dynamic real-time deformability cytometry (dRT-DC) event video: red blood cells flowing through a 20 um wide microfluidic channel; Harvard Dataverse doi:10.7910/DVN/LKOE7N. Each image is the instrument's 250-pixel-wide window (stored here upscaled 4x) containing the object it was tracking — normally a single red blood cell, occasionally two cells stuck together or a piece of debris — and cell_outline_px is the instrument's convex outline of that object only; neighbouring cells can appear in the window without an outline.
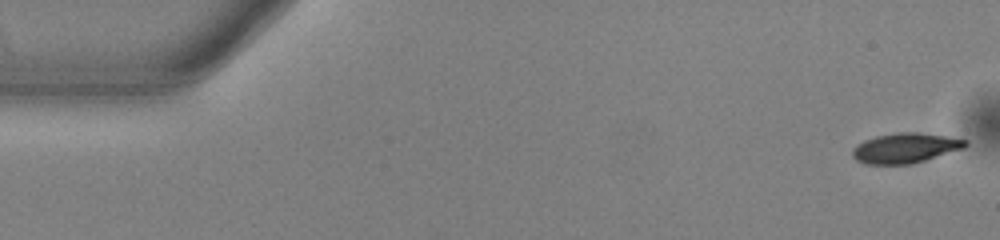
{"species": "common noctule bat (a hibernating species)", "species_latin": "Nyctalus noctula", "temperature_condition": "warm", "stored_images_in_passage": 20, "camera_frame_rate_fps": 3000, "um_per_image_px": 0.085, "animal": {"sex": "male", "body_mass_g": 13.0, "forearm_length_mm": 53.1}, "frame": {"image": 1, "passage_image": 1, "time_ms": 0.0, "image_size_px": [1000, 240], "cell_outline_px": [[968, 144], [964, 148], [912, 164], [864, 164], [856, 160], [852, 156], [852, 148], [856, 144], [864, 140], [876, 136], [896, 132], [916, 132], [944, 136], [968, 140]], "centroid_in_image_um": [76.91, 12.58], "position_along_channel_um": 8.1, "area_um2": 19.77}}
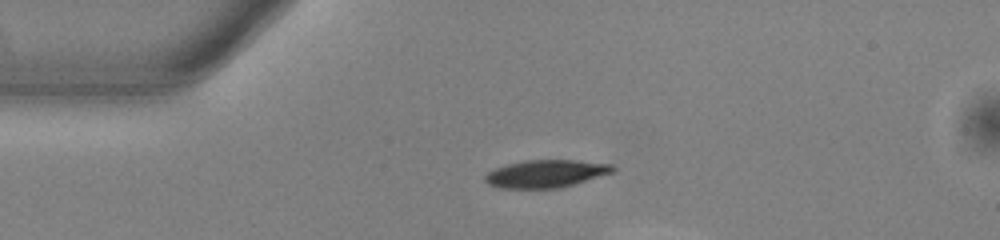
{"frame": {"image": 2, "passage_image": 12, "time_ms": 3.667, "image_size_px": [1000, 240], "cell_outline_px": [[616, 168], [612, 172], [560, 188], [500, 188], [488, 184], [484, 180], [484, 176], [488, 172], [496, 168], [508, 164], [524, 160], [576, 160], [612, 164]], "centroid_in_image_um": [46.37, 14.76], "position_along_channel_um": 38.6, "area_um2": 20.4}}
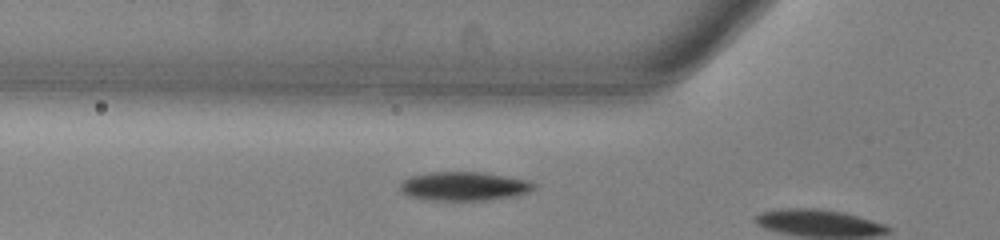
{"frame": {"image": 3, "passage_image": 18, "time_ms": 5.667, "image_size_px": [1000, 240], "cell_outline_px": [[536, 188], [528, 192], [512, 196], [488, 200], [432, 200], [408, 196], [400, 188], [400, 180], [408, 176], [432, 172], [484, 172], [528, 180], [536, 184]], "centroid_in_image_um": [39.43, 15.82], "position_along_channel_um": 86.4, "area_um2": 22.54}}